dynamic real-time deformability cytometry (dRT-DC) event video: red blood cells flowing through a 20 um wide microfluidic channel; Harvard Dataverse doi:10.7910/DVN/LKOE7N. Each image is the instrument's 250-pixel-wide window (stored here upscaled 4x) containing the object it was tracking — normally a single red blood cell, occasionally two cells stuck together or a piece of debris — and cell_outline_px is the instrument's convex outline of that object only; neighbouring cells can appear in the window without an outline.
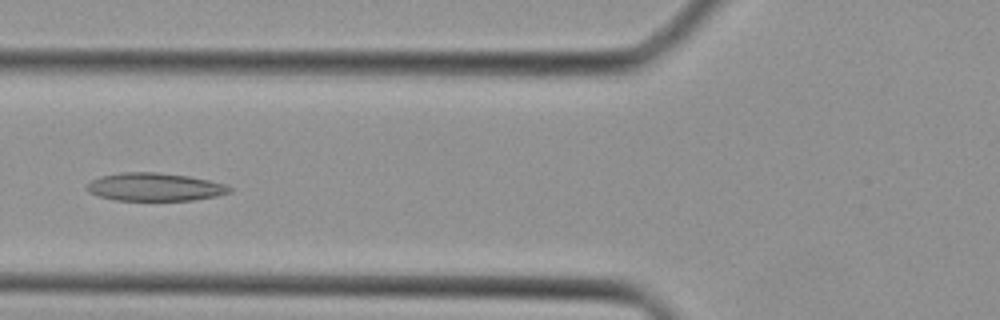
{"species": "Egyptian fruit bat (a non-hibernating species)", "species_latin": "Rousettus aegyptiacus", "temperature_condition": "cold", "stored_images_in_passage": 40, "camera_frame_rate_fps": 3000, "um_per_image_px": 0.085, "animal": {"sex": "female"}, "frame": {"image": 1, "passage_image": 15, "time_ms": 4.667, "image_size_px": [1000, 320], "cell_outline_px": [[232, 192], [216, 196], [192, 200], [116, 200], [100, 196], [88, 192], [84, 188], [92, 180], [100, 176], [124, 172], [156, 172], [188, 176], [208, 180], [224, 184], [232, 188]], "centroid_in_image_um": [13.14, 15.89], "position_along_channel_um": 112.7, "area_um2": 23.18}}
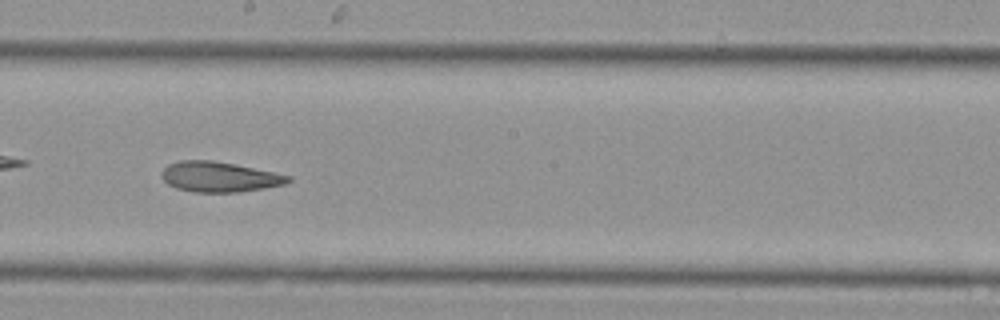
{"frame": {"image": 2, "passage_image": 22, "time_ms": 7.0, "image_size_px": [1000, 320], "cell_outline_px": [[292, 180], [288, 184], [264, 188], [236, 192], [196, 192], [176, 188], [168, 184], [160, 176], [164, 168], [168, 164], [180, 160], [212, 160], [292, 176]], "centroid_in_image_um": [18.64, 15.03], "position_along_channel_um": 229.6, "area_um2": 22.14}}
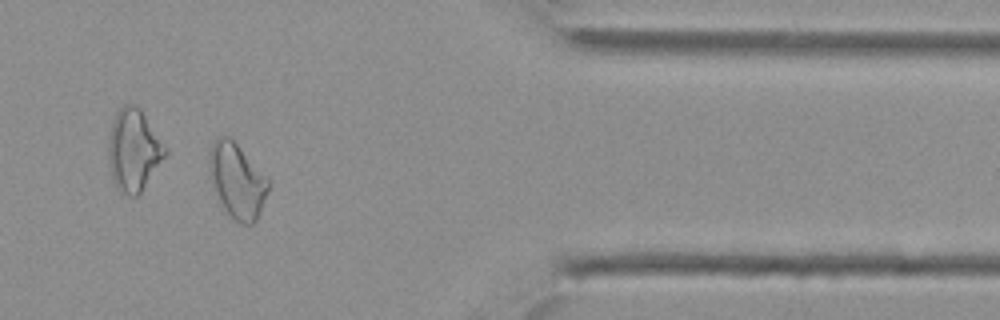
{"frame": {"image": 3, "passage_image": 33, "time_ms": 10.667, "image_size_px": [1000, 320], "cell_outline_px": [[268, 192], [256, 220], [252, 224], [244, 224], [236, 220], [224, 208], [216, 192], [208, 168], [208, 160], [212, 144], [216, 136], [228, 136], [240, 148], [268, 180]], "centroid_in_image_um": [20.13, 15.34], "position_along_channel_um": 391.3, "area_um2": 24.85}}